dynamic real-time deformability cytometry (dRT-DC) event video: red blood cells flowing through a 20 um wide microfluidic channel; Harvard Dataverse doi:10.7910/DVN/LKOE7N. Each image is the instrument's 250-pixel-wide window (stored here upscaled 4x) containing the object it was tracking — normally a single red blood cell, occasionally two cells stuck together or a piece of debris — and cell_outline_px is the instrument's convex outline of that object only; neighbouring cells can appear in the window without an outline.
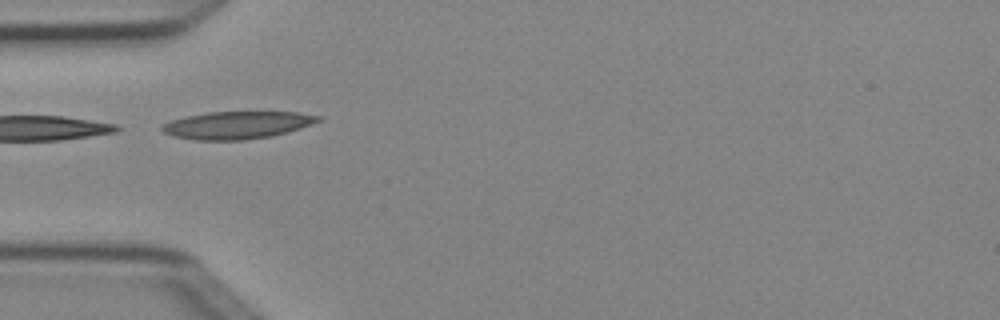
{"species": "Egyptian fruit bat (a non-hibernating species)", "species_latin": "Rousettus aegyptiacus", "temperature_condition": "cold", "stored_images_in_passage": 7, "camera_frame_rate_fps": 3000, "um_per_image_px": 0.085, "animal": {"sex": "female"}, "frame": {"image": 1, "passage_image": 4, "time_ms": 1.0, "image_size_px": [1000, 320], "cell_outline_px": [[324, 120], [300, 128], [272, 136], [244, 140], [196, 140], [172, 136], [164, 132], [160, 128], [160, 124], [172, 120], [188, 116], [208, 112], [296, 112], [324, 116]], "centroid_in_image_um": [20.18, 10.63], "position_along_channel_um": 64.8, "area_um2": 25.14}}
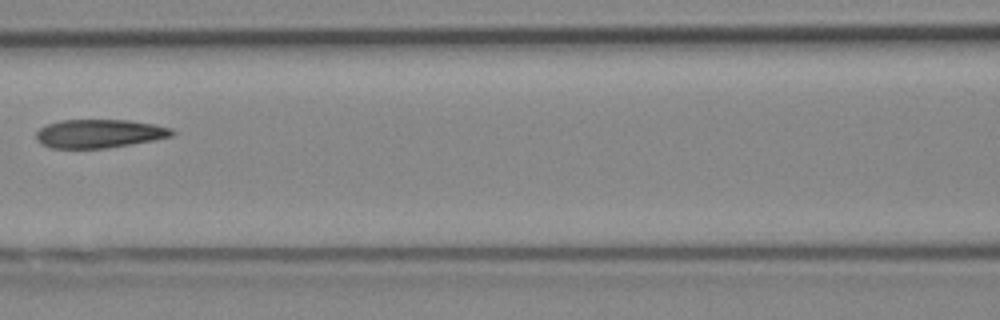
{"frame": {"image": 2, "passage_image": 6, "time_ms": 1.667, "image_size_px": [1000, 320], "cell_outline_px": [[176, 132], [172, 136], [132, 144], [108, 148], [52, 148], [40, 144], [36, 140], [36, 132], [40, 128], [48, 124], [60, 120], [128, 120], [152, 124], [172, 128]], "centroid_in_image_um": [8.42, 11.36], "position_along_channel_um": 158.2, "area_um2": 22.6}}
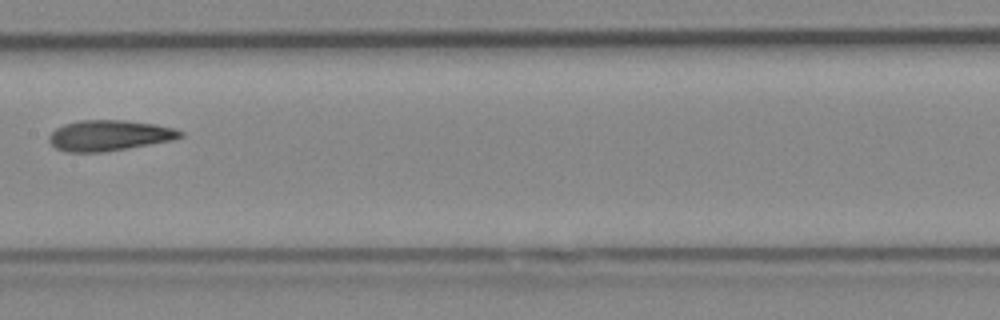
{"frame": {"image": 3, "passage_image": 7, "time_ms": 2.0, "image_size_px": [1000, 320], "cell_outline_px": [[184, 136], [172, 140], [128, 148], [100, 152], [64, 152], [56, 148], [48, 140], [48, 136], [56, 128], [64, 124], [80, 120], [124, 120], [156, 124], [176, 128], [184, 132]], "centroid_in_image_um": [9.3, 11.51], "position_along_channel_um": 198.1, "area_um2": 23.52}}